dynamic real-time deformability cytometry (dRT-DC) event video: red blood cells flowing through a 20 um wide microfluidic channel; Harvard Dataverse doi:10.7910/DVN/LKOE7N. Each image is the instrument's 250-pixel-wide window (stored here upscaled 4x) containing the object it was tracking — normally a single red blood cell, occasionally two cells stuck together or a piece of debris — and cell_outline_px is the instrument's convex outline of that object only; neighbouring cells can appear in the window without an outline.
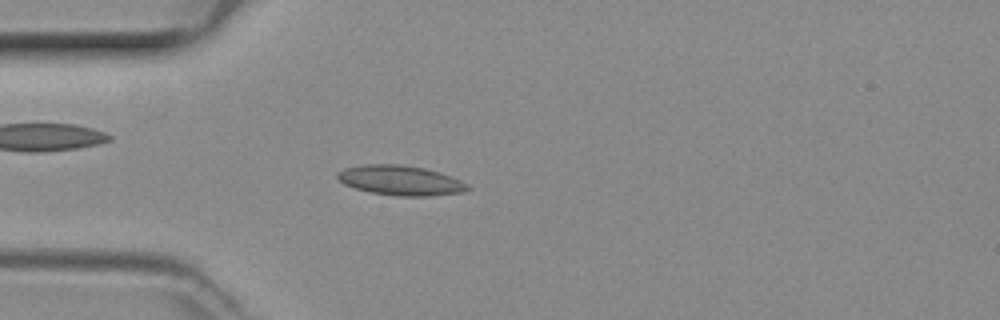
{"species": "common noctule bat (a hibernating species)", "species_latin": "Nyctalus noctula", "temperature_condition": "room temperature", "stored_images_in_passage": 47, "camera_frame_rate_fps": 3000, "um_per_image_px": 0.085, "animal": {"sex": "female", "body_mass_g": 29.2, "forearm_length_mm": 56.3}, "frame": {"image": 1, "passage_image": 12, "time_ms": 3.667, "image_size_px": [1000, 320], "cell_outline_px": [[472, 188], [464, 192], [428, 196], [400, 196], [372, 192], [356, 188], [344, 184], [336, 176], [336, 172], [344, 168], [364, 164], [400, 164], [424, 168], [440, 172], [460, 180], [468, 184]], "centroid_in_image_um": [34.05, 15.32], "position_along_channel_um": 50.9, "area_um2": 22.6}}
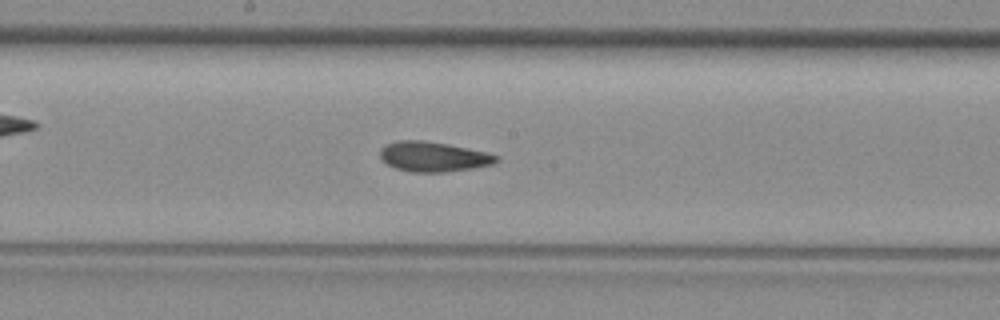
{"frame": {"image": 2, "passage_image": 24, "time_ms": 7.667, "image_size_px": [1000, 320], "cell_outline_px": [[500, 160], [492, 164], [472, 168], [444, 172], [412, 172], [396, 168], [388, 164], [380, 156], [380, 148], [396, 140], [420, 140], [448, 144], [484, 152], [500, 156]], "centroid_in_image_um": [36.83, 13.31], "position_along_channel_um": 211.4, "area_um2": 20.06}}
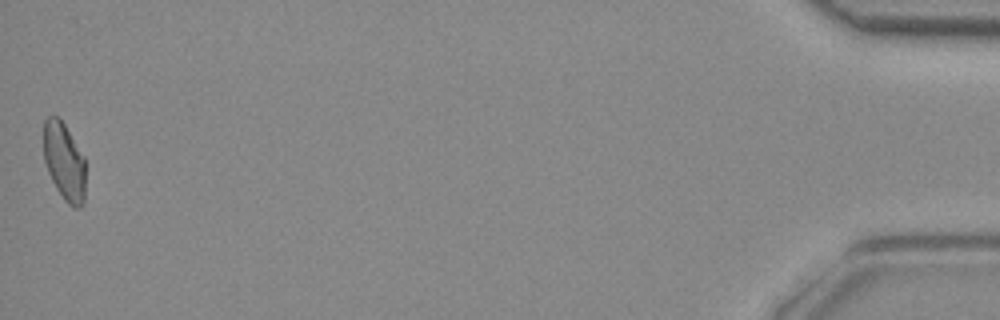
{"frame": {"image": 3, "passage_image": 47, "time_ms": 15.333, "image_size_px": [1000, 320], "cell_outline_px": [[84, 204], [80, 208], [72, 208], [64, 200], [56, 188], [48, 172], [44, 160], [44, 120], [48, 116], [60, 116], [84, 156]], "centroid_in_image_um": [5.46, 13.73], "position_along_channel_um": 429.7, "area_um2": 19.13}}